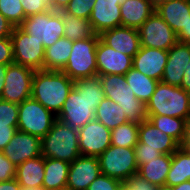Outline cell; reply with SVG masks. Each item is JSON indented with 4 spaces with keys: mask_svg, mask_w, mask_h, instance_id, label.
Segmentation results:
<instances>
[{
    "mask_svg": "<svg viewBox=\"0 0 190 190\" xmlns=\"http://www.w3.org/2000/svg\"><path fill=\"white\" fill-rule=\"evenodd\" d=\"M95 1L96 0H70L64 8V11L78 18L89 20Z\"/></svg>",
    "mask_w": 190,
    "mask_h": 190,
    "instance_id": "36",
    "label": "cell"
},
{
    "mask_svg": "<svg viewBox=\"0 0 190 190\" xmlns=\"http://www.w3.org/2000/svg\"><path fill=\"white\" fill-rule=\"evenodd\" d=\"M13 62L14 55L11 37L0 38V64L9 65Z\"/></svg>",
    "mask_w": 190,
    "mask_h": 190,
    "instance_id": "42",
    "label": "cell"
},
{
    "mask_svg": "<svg viewBox=\"0 0 190 190\" xmlns=\"http://www.w3.org/2000/svg\"><path fill=\"white\" fill-rule=\"evenodd\" d=\"M34 70L18 63H10L4 79L2 100L20 104L31 97Z\"/></svg>",
    "mask_w": 190,
    "mask_h": 190,
    "instance_id": "11",
    "label": "cell"
},
{
    "mask_svg": "<svg viewBox=\"0 0 190 190\" xmlns=\"http://www.w3.org/2000/svg\"><path fill=\"white\" fill-rule=\"evenodd\" d=\"M157 190H174V186H169V185L164 184V185L159 186Z\"/></svg>",
    "mask_w": 190,
    "mask_h": 190,
    "instance_id": "53",
    "label": "cell"
},
{
    "mask_svg": "<svg viewBox=\"0 0 190 190\" xmlns=\"http://www.w3.org/2000/svg\"><path fill=\"white\" fill-rule=\"evenodd\" d=\"M70 163L53 158H44V180L45 190L65 187L67 185Z\"/></svg>",
    "mask_w": 190,
    "mask_h": 190,
    "instance_id": "27",
    "label": "cell"
},
{
    "mask_svg": "<svg viewBox=\"0 0 190 190\" xmlns=\"http://www.w3.org/2000/svg\"><path fill=\"white\" fill-rule=\"evenodd\" d=\"M177 39L179 42L190 43V19H188L186 26L177 34Z\"/></svg>",
    "mask_w": 190,
    "mask_h": 190,
    "instance_id": "46",
    "label": "cell"
},
{
    "mask_svg": "<svg viewBox=\"0 0 190 190\" xmlns=\"http://www.w3.org/2000/svg\"><path fill=\"white\" fill-rule=\"evenodd\" d=\"M73 41L61 37L51 46L45 48L43 70L62 71L67 64L72 50Z\"/></svg>",
    "mask_w": 190,
    "mask_h": 190,
    "instance_id": "24",
    "label": "cell"
},
{
    "mask_svg": "<svg viewBox=\"0 0 190 190\" xmlns=\"http://www.w3.org/2000/svg\"><path fill=\"white\" fill-rule=\"evenodd\" d=\"M14 26L0 13V38L10 37Z\"/></svg>",
    "mask_w": 190,
    "mask_h": 190,
    "instance_id": "44",
    "label": "cell"
},
{
    "mask_svg": "<svg viewBox=\"0 0 190 190\" xmlns=\"http://www.w3.org/2000/svg\"><path fill=\"white\" fill-rule=\"evenodd\" d=\"M0 13L14 27H19L26 18L20 0H0Z\"/></svg>",
    "mask_w": 190,
    "mask_h": 190,
    "instance_id": "34",
    "label": "cell"
},
{
    "mask_svg": "<svg viewBox=\"0 0 190 190\" xmlns=\"http://www.w3.org/2000/svg\"><path fill=\"white\" fill-rule=\"evenodd\" d=\"M190 61V43L177 42L168 50L161 82L180 87L185 67Z\"/></svg>",
    "mask_w": 190,
    "mask_h": 190,
    "instance_id": "18",
    "label": "cell"
},
{
    "mask_svg": "<svg viewBox=\"0 0 190 190\" xmlns=\"http://www.w3.org/2000/svg\"><path fill=\"white\" fill-rule=\"evenodd\" d=\"M59 12L62 15L64 26L63 37L74 42L80 39H88L96 35L88 19L78 18L64 10H60Z\"/></svg>",
    "mask_w": 190,
    "mask_h": 190,
    "instance_id": "28",
    "label": "cell"
},
{
    "mask_svg": "<svg viewBox=\"0 0 190 190\" xmlns=\"http://www.w3.org/2000/svg\"><path fill=\"white\" fill-rule=\"evenodd\" d=\"M95 119L105 125L109 130H113L119 125L128 122L123 108L108 98L102 99L97 106Z\"/></svg>",
    "mask_w": 190,
    "mask_h": 190,
    "instance_id": "29",
    "label": "cell"
},
{
    "mask_svg": "<svg viewBox=\"0 0 190 190\" xmlns=\"http://www.w3.org/2000/svg\"><path fill=\"white\" fill-rule=\"evenodd\" d=\"M119 1V5L123 4L125 0H118Z\"/></svg>",
    "mask_w": 190,
    "mask_h": 190,
    "instance_id": "55",
    "label": "cell"
},
{
    "mask_svg": "<svg viewBox=\"0 0 190 190\" xmlns=\"http://www.w3.org/2000/svg\"><path fill=\"white\" fill-rule=\"evenodd\" d=\"M167 58L168 51L141 46L133 57L132 67L147 77L161 82Z\"/></svg>",
    "mask_w": 190,
    "mask_h": 190,
    "instance_id": "17",
    "label": "cell"
},
{
    "mask_svg": "<svg viewBox=\"0 0 190 190\" xmlns=\"http://www.w3.org/2000/svg\"><path fill=\"white\" fill-rule=\"evenodd\" d=\"M16 176V166L0 151V182L9 181Z\"/></svg>",
    "mask_w": 190,
    "mask_h": 190,
    "instance_id": "41",
    "label": "cell"
},
{
    "mask_svg": "<svg viewBox=\"0 0 190 190\" xmlns=\"http://www.w3.org/2000/svg\"><path fill=\"white\" fill-rule=\"evenodd\" d=\"M7 68H8V65L0 64V98L4 89V79L6 77Z\"/></svg>",
    "mask_w": 190,
    "mask_h": 190,
    "instance_id": "50",
    "label": "cell"
},
{
    "mask_svg": "<svg viewBox=\"0 0 190 190\" xmlns=\"http://www.w3.org/2000/svg\"><path fill=\"white\" fill-rule=\"evenodd\" d=\"M82 156L99 157L111 145V130L93 119L78 129Z\"/></svg>",
    "mask_w": 190,
    "mask_h": 190,
    "instance_id": "13",
    "label": "cell"
},
{
    "mask_svg": "<svg viewBox=\"0 0 190 190\" xmlns=\"http://www.w3.org/2000/svg\"><path fill=\"white\" fill-rule=\"evenodd\" d=\"M29 36L43 42L44 48L54 44L64 36L62 15L59 11L49 10L31 15L19 26Z\"/></svg>",
    "mask_w": 190,
    "mask_h": 190,
    "instance_id": "7",
    "label": "cell"
},
{
    "mask_svg": "<svg viewBox=\"0 0 190 190\" xmlns=\"http://www.w3.org/2000/svg\"><path fill=\"white\" fill-rule=\"evenodd\" d=\"M158 187L151 184L146 179H143L139 173H135L132 176L122 181V190H157Z\"/></svg>",
    "mask_w": 190,
    "mask_h": 190,
    "instance_id": "37",
    "label": "cell"
},
{
    "mask_svg": "<svg viewBox=\"0 0 190 190\" xmlns=\"http://www.w3.org/2000/svg\"><path fill=\"white\" fill-rule=\"evenodd\" d=\"M155 12L178 34L190 19V0H155Z\"/></svg>",
    "mask_w": 190,
    "mask_h": 190,
    "instance_id": "21",
    "label": "cell"
},
{
    "mask_svg": "<svg viewBox=\"0 0 190 190\" xmlns=\"http://www.w3.org/2000/svg\"><path fill=\"white\" fill-rule=\"evenodd\" d=\"M133 58L114 50L100 38L96 47L97 75H125L132 68Z\"/></svg>",
    "mask_w": 190,
    "mask_h": 190,
    "instance_id": "16",
    "label": "cell"
},
{
    "mask_svg": "<svg viewBox=\"0 0 190 190\" xmlns=\"http://www.w3.org/2000/svg\"><path fill=\"white\" fill-rule=\"evenodd\" d=\"M99 36L106 45L132 58L141 47L139 31L134 28L115 27L103 31Z\"/></svg>",
    "mask_w": 190,
    "mask_h": 190,
    "instance_id": "19",
    "label": "cell"
},
{
    "mask_svg": "<svg viewBox=\"0 0 190 190\" xmlns=\"http://www.w3.org/2000/svg\"><path fill=\"white\" fill-rule=\"evenodd\" d=\"M101 174L123 181L138 173L135 150L110 145L99 157Z\"/></svg>",
    "mask_w": 190,
    "mask_h": 190,
    "instance_id": "9",
    "label": "cell"
},
{
    "mask_svg": "<svg viewBox=\"0 0 190 190\" xmlns=\"http://www.w3.org/2000/svg\"><path fill=\"white\" fill-rule=\"evenodd\" d=\"M89 21L94 32L100 35L103 31L121 26V11L118 0H96Z\"/></svg>",
    "mask_w": 190,
    "mask_h": 190,
    "instance_id": "20",
    "label": "cell"
},
{
    "mask_svg": "<svg viewBox=\"0 0 190 190\" xmlns=\"http://www.w3.org/2000/svg\"><path fill=\"white\" fill-rule=\"evenodd\" d=\"M147 117L163 133L170 135L178 143L181 142L184 135L185 119L166 115H147Z\"/></svg>",
    "mask_w": 190,
    "mask_h": 190,
    "instance_id": "32",
    "label": "cell"
},
{
    "mask_svg": "<svg viewBox=\"0 0 190 190\" xmlns=\"http://www.w3.org/2000/svg\"><path fill=\"white\" fill-rule=\"evenodd\" d=\"M70 0H51V10L60 11L64 10Z\"/></svg>",
    "mask_w": 190,
    "mask_h": 190,
    "instance_id": "49",
    "label": "cell"
},
{
    "mask_svg": "<svg viewBox=\"0 0 190 190\" xmlns=\"http://www.w3.org/2000/svg\"><path fill=\"white\" fill-rule=\"evenodd\" d=\"M13 43L14 62L33 69L43 70L45 48L33 36H29L20 27H14L10 36Z\"/></svg>",
    "mask_w": 190,
    "mask_h": 190,
    "instance_id": "10",
    "label": "cell"
},
{
    "mask_svg": "<svg viewBox=\"0 0 190 190\" xmlns=\"http://www.w3.org/2000/svg\"><path fill=\"white\" fill-rule=\"evenodd\" d=\"M0 126H18V104L0 99Z\"/></svg>",
    "mask_w": 190,
    "mask_h": 190,
    "instance_id": "35",
    "label": "cell"
},
{
    "mask_svg": "<svg viewBox=\"0 0 190 190\" xmlns=\"http://www.w3.org/2000/svg\"><path fill=\"white\" fill-rule=\"evenodd\" d=\"M100 82L105 98L121 106L128 121L141 123L148 119L146 105L135 97L130 85H127L125 75H100Z\"/></svg>",
    "mask_w": 190,
    "mask_h": 190,
    "instance_id": "5",
    "label": "cell"
},
{
    "mask_svg": "<svg viewBox=\"0 0 190 190\" xmlns=\"http://www.w3.org/2000/svg\"><path fill=\"white\" fill-rule=\"evenodd\" d=\"M139 123L128 121L111 130V145L134 148L138 143Z\"/></svg>",
    "mask_w": 190,
    "mask_h": 190,
    "instance_id": "33",
    "label": "cell"
},
{
    "mask_svg": "<svg viewBox=\"0 0 190 190\" xmlns=\"http://www.w3.org/2000/svg\"><path fill=\"white\" fill-rule=\"evenodd\" d=\"M127 85H130L135 97L145 105L151 99L159 81L147 77L133 67L125 74Z\"/></svg>",
    "mask_w": 190,
    "mask_h": 190,
    "instance_id": "31",
    "label": "cell"
},
{
    "mask_svg": "<svg viewBox=\"0 0 190 190\" xmlns=\"http://www.w3.org/2000/svg\"><path fill=\"white\" fill-rule=\"evenodd\" d=\"M140 45L168 51L178 42L177 34L154 12L138 29Z\"/></svg>",
    "mask_w": 190,
    "mask_h": 190,
    "instance_id": "12",
    "label": "cell"
},
{
    "mask_svg": "<svg viewBox=\"0 0 190 190\" xmlns=\"http://www.w3.org/2000/svg\"><path fill=\"white\" fill-rule=\"evenodd\" d=\"M3 152L15 166H18L26 160L42 155L41 138L17 130Z\"/></svg>",
    "mask_w": 190,
    "mask_h": 190,
    "instance_id": "14",
    "label": "cell"
},
{
    "mask_svg": "<svg viewBox=\"0 0 190 190\" xmlns=\"http://www.w3.org/2000/svg\"><path fill=\"white\" fill-rule=\"evenodd\" d=\"M100 174L98 157L81 155L70 163L66 187L69 190H87Z\"/></svg>",
    "mask_w": 190,
    "mask_h": 190,
    "instance_id": "15",
    "label": "cell"
},
{
    "mask_svg": "<svg viewBox=\"0 0 190 190\" xmlns=\"http://www.w3.org/2000/svg\"><path fill=\"white\" fill-rule=\"evenodd\" d=\"M138 141L143 148L158 149L162 154H173L179 143L170 135L163 133L148 119L139 123Z\"/></svg>",
    "mask_w": 190,
    "mask_h": 190,
    "instance_id": "22",
    "label": "cell"
},
{
    "mask_svg": "<svg viewBox=\"0 0 190 190\" xmlns=\"http://www.w3.org/2000/svg\"><path fill=\"white\" fill-rule=\"evenodd\" d=\"M73 86L74 81L62 71L38 70L33 75L31 98L57 116Z\"/></svg>",
    "mask_w": 190,
    "mask_h": 190,
    "instance_id": "2",
    "label": "cell"
},
{
    "mask_svg": "<svg viewBox=\"0 0 190 190\" xmlns=\"http://www.w3.org/2000/svg\"><path fill=\"white\" fill-rule=\"evenodd\" d=\"M172 154H162L158 158L138 168L139 175L157 187L164 185L171 166Z\"/></svg>",
    "mask_w": 190,
    "mask_h": 190,
    "instance_id": "26",
    "label": "cell"
},
{
    "mask_svg": "<svg viewBox=\"0 0 190 190\" xmlns=\"http://www.w3.org/2000/svg\"><path fill=\"white\" fill-rule=\"evenodd\" d=\"M87 190H122V182L107 175L100 174Z\"/></svg>",
    "mask_w": 190,
    "mask_h": 190,
    "instance_id": "39",
    "label": "cell"
},
{
    "mask_svg": "<svg viewBox=\"0 0 190 190\" xmlns=\"http://www.w3.org/2000/svg\"><path fill=\"white\" fill-rule=\"evenodd\" d=\"M16 131L14 126H0V151H3Z\"/></svg>",
    "mask_w": 190,
    "mask_h": 190,
    "instance_id": "43",
    "label": "cell"
},
{
    "mask_svg": "<svg viewBox=\"0 0 190 190\" xmlns=\"http://www.w3.org/2000/svg\"><path fill=\"white\" fill-rule=\"evenodd\" d=\"M135 150V156H136V162L138 164V168L145 164L148 163L149 160L158 158L159 156L162 155L158 149H151V148H143V143H138L134 146Z\"/></svg>",
    "mask_w": 190,
    "mask_h": 190,
    "instance_id": "40",
    "label": "cell"
},
{
    "mask_svg": "<svg viewBox=\"0 0 190 190\" xmlns=\"http://www.w3.org/2000/svg\"><path fill=\"white\" fill-rule=\"evenodd\" d=\"M26 18L51 10V0H20Z\"/></svg>",
    "mask_w": 190,
    "mask_h": 190,
    "instance_id": "38",
    "label": "cell"
},
{
    "mask_svg": "<svg viewBox=\"0 0 190 190\" xmlns=\"http://www.w3.org/2000/svg\"><path fill=\"white\" fill-rule=\"evenodd\" d=\"M179 148L190 151V117L185 121L184 135L179 143Z\"/></svg>",
    "mask_w": 190,
    "mask_h": 190,
    "instance_id": "45",
    "label": "cell"
},
{
    "mask_svg": "<svg viewBox=\"0 0 190 190\" xmlns=\"http://www.w3.org/2000/svg\"><path fill=\"white\" fill-rule=\"evenodd\" d=\"M147 115L190 117V93L178 86L158 82L151 99L146 104Z\"/></svg>",
    "mask_w": 190,
    "mask_h": 190,
    "instance_id": "4",
    "label": "cell"
},
{
    "mask_svg": "<svg viewBox=\"0 0 190 190\" xmlns=\"http://www.w3.org/2000/svg\"><path fill=\"white\" fill-rule=\"evenodd\" d=\"M15 179L19 185L25 187L43 186L44 180V157L41 155L16 166Z\"/></svg>",
    "mask_w": 190,
    "mask_h": 190,
    "instance_id": "25",
    "label": "cell"
},
{
    "mask_svg": "<svg viewBox=\"0 0 190 190\" xmlns=\"http://www.w3.org/2000/svg\"><path fill=\"white\" fill-rule=\"evenodd\" d=\"M99 38L96 34L94 37L73 42L70 57L62 70L71 80L97 75L96 47Z\"/></svg>",
    "mask_w": 190,
    "mask_h": 190,
    "instance_id": "6",
    "label": "cell"
},
{
    "mask_svg": "<svg viewBox=\"0 0 190 190\" xmlns=\"http://www.w3.org/2000/svg\"><path fill=\"white\" fill-rule=\"evenodd\" d=\"M20 190H45L43 186H38V187H25L20 185Z\"/></svg>",
    "mask_w": 190,
    "mask_h": 190,
    "instance_id": "52",
    "label": "cell"
},
{
    "mask_svg": "<svg viewBox=\"0 0 190 190\" xmlns=\"http://www.w3.org/2000/svg\"><path fill=\"white\" fill-rule=\"evenodd\" d=\"M56 115L41 103L29 98L18 104L17 130L43 138L50 131Z\"/></svg>",
    "mask_w": 190,
    "mask_h": 190,
    "instance_id": "8",
    "label": "cell"
},
{
    "mask_svg": "<svg viewBox=\"0 0 190 190\" xmlns=\"http://www.w3.org/2000/svg\"><path fill=\"white\" fill-rule=\"evenodd\" d=\"M49 190H69V189L65 186V187L53 188Z\"/></svg>",
    "mask_w": 190,
    "mask_h": 190,
    "instance_id": "54",
    "label": "cell"
},
{
    "mask_svg": "<svg viewBox=\"0 0 190 190\" xmlns=\"http://www.w3.org/2000/svg\"><path fill=\"white\" fill-rule=\"evenodd\" d=\"M0 190H20V185L15 178L9 181H1Z\"/></svg>",
    "mask_w": 190,
    "mask_h": 190,
    "instance_id": "48",
    "label": "cell"
},
{
    "mask_svg": "<svg viewBox=\"0 0 190 190\" xmlns=\"http://www.w3.org/2000/svg\"><path fill=\"white\" fill-rule=\"evenodd\" d=\"M180 87L190 93V61L188 62L187 67H185Z\"/></svg>",
    "mask_w": 190,
    "mask_h": 190,
    "instance_id": "47",
    "label": "cell"
},
{
    "mask_svg": "<svg viewBox=\"0 0 190 190\" xmlns=\"http://www.w3.org/2000/svg\"><path fill=\"white\" fill-rule=\"evenodd\" d=\"M120 11L121 26L138 30L155 12V0H125Z\"/></svg>",
    "mask_w": 190,
    "mask_h": 190,
    "instance_id": "23",
    "label": "cell"
},
{
    "mask_svg": "<svg viewBox=\"0 0 190 190\" xmlns=\"http://www.w3.org/2000/svg\"><path fill=\"white\" fill-rule=\"evenodd\" d=\"M190 180V152L178 148L172 154L171 166L165 184L175 186Z\"/></svg>",
    "mask_w": 190,
    "mask_h": 190,
    "instance_id": "30",
    "label": "cell"
},
{
    "mask_svg": "<svg viewBox=\"0 0 190 190\" xmlns=\"http://www.w3.org/2000/svg\"><path fill=\"white\" fill-rule=\"evenodd\" d=\"M104 98L100 75L75 80L56 119L72 128H82L95 119L96 108Z\"/></svg>",
    "mask_w": 190,
    "mask_h": 190,
    "instance_id": "1",
    "label": "cell"
},
{
    "mask_svg": "<svg viewBox=\"0 0 190 190\" xmlns=\"http://www.w3.org/2000/svg\"><path fill=\"white\" fill-rule=\"evenodd\" d=\"M42 156L72 163L81 156L78 129L56 119L41 139Z\"/></svg>",
    "mask_w": 190,
    "mask_h": 190,
    "instance_id": "3",
    "label": "cell"
},
{
    "mask_svg": "<svg viewBox=\"0 0 190 190\" xmlns=\"http://www.w3.org/2000/svg\"><path fill=\"white\" fill-rule=\"evenodd\" d=\"M174 190H190V180L174 186Z\"/></svg>",
    "mask_w": 190,
    "mask_h": 190,
    "instance_id": "51",
    "label": "cell"
}]
</instances>
